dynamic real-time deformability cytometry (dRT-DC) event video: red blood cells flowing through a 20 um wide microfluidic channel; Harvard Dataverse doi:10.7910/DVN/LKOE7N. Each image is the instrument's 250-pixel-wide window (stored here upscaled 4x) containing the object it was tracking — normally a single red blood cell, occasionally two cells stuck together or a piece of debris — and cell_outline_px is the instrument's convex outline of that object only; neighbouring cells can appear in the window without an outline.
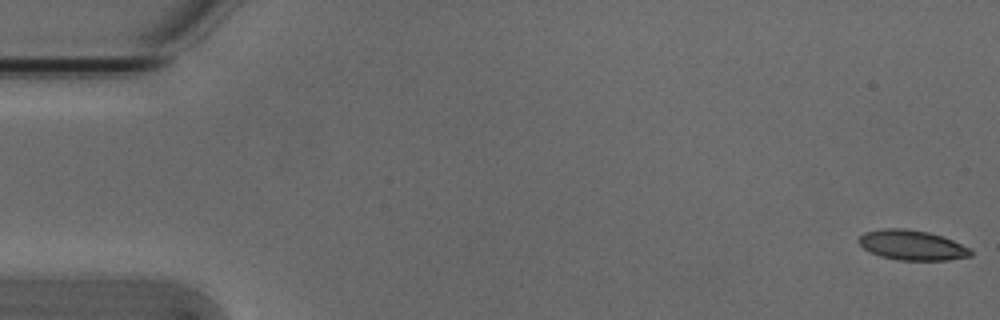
{"species": "Egyptian fruit bat (a non-hibernating species)", "species_latin": "Rousettus aegyptiacus", "temperature_condition": "cold", "stored_images_in_passage": 11, "camera_frame_rate_fps": 3000, "um_per_image_px": 0.085, "animal": {"sex": "male"}, "frame": {"image": 1, "passage_image": 1, "time_ms": 0.0, "image_size_px": [1000, 320], "cell_outline_px": [[972, 256], [948, 260], [900, 260], [880, 256], [864, 248], [856, 240], [864, 232], [884, 228], [904, 228], [928, 232], [944, 236], [972, 248]], "centroid_in_image_um": [77.56, 20.83], "position_along_channel_um": 7.4, "area_um2": 19.71}}